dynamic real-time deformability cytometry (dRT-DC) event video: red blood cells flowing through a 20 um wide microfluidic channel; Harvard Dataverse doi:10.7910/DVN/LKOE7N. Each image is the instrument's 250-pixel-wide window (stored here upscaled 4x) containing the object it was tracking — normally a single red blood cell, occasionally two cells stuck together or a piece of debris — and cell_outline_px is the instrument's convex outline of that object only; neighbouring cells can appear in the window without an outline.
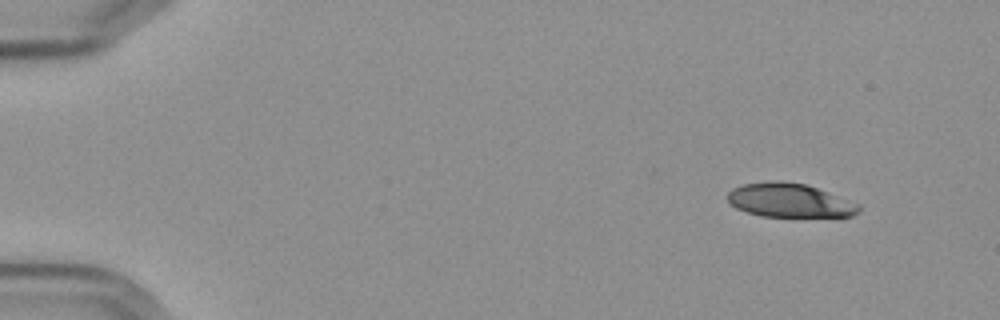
{"species": "Egyptian fruit bat (a non-hibernating species)", "species_latin": "Rousettus aegyptiacus", "temperature_condition": "cold", "stored_images_in_passage": 52, "camera_frame_rate_fps": 3000, "um_per_image_px": 0.085, "frame": {"image": 1, "passage_image": 1, "time_ms": 0.0, "image_size_px": [1000, 320], "cell_outline_px": [[860, 212], [852, 216], [760, 216], [736, 208], [728, 200], [728, 192], [732, 188], [744, 184], [768, 180], [780, 180], [804, 184], [828, 192], [860, 204]], "centroid_in_image_um": [67.11, 17.02], "position_along_channel_um": 17.9, "area_um2": 25.78}}
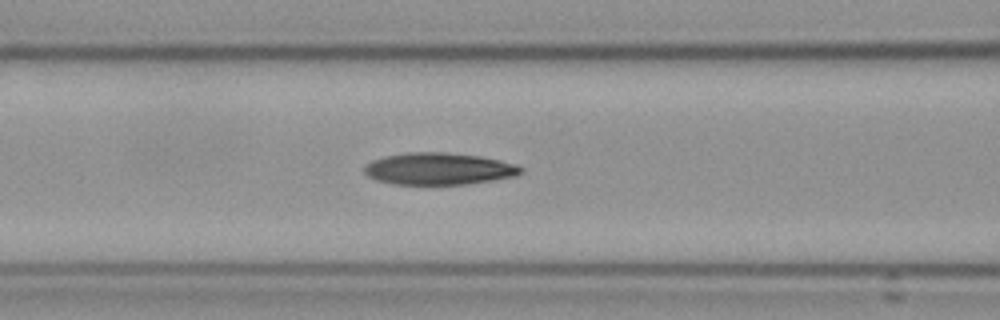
{"frame": {"image": 2, "passage_image": 20, "time_ms": 6.333, "image_size_px": [1000, 320], "cell_outline_px": [[524, 172], [516, 176], [468, 184], [392, 184], [376, 180], [368, 176], [364, 172], [364, 164], [372, 160], [384, 156], [408, 152], [444, 152], [480, 156], [500, 160], [516, 164], [524, 168]], "centroid_in_image_um": [37.3, 14.34], "position_along_channel_um": 129.3, "area_um2": 29.36}}
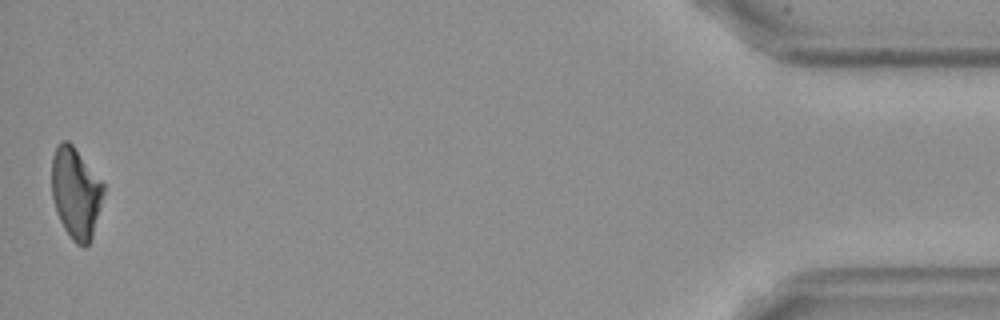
{"frame": {"image": 3, "passage_image": 52, "time_ms": 17.0, "image_size_px": [1000, 320], "cell_outline_px": [[104, 192], [92, 236], [88, 244], [84, 248], [76, 244], [72, 240], [64, 228], [56, 212], [52, 196], [52, 156], [56, 144], [60, 140], [68, 140], [72, 144], [104, 184]], "centroid_in_image_um": [6.42, 16.38], "position_along_channel_um": 428.8, "area_um2": 27.4}, "authors_computed_cell_mechanics": {"area_um2": 28.9, "velocity_mm_per_s": 3.5974, "shape_relaxation_time_tau1_ms": 7.3532, "shape_relaxation_time_tau2_ms": 5.3728, "deformation_change_tau1": 0.182, "deformation_change_tau2": 0.1331}}